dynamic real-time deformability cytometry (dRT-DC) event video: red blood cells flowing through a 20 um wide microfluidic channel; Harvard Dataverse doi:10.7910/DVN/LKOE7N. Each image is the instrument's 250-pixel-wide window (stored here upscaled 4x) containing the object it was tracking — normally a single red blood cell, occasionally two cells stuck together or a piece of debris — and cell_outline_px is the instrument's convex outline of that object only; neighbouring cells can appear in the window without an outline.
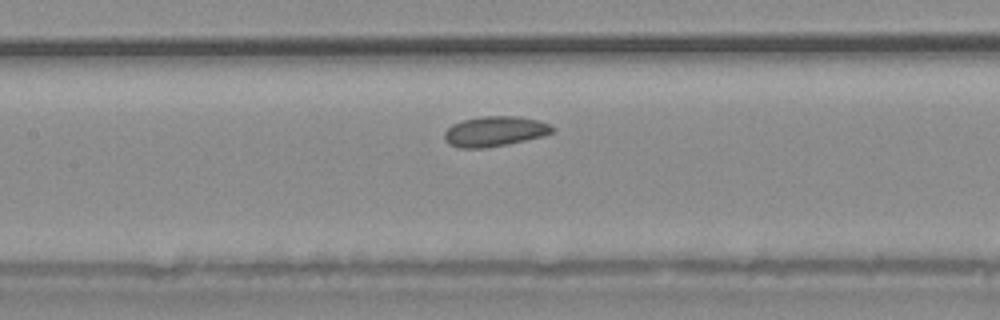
{"species": "common noctule bat (a hibernating species)", "species_latin": "Nyctalus noctula", "temperature_condition": "warm", "stored_images_in_passage": 28, "camera_frame_rate_fps": 3000, "um_per_image_px": 0.085, "animal": {"sex": "male", "body_mass_g": 20.4}, "frame": {"image": 1, "passage_image": 9, "time_ms": 2.667, "image_size_px": [1000, 320], "cell_outline_px": [[556, 128], [552, 132], [540, 136], [524, 140], [484, 148], [460, 148], [448, 144], [444, 140], [444, 132], [452, 124], [460, 120], [480, 116], [520, 116], [536, 120], [548, 124]], "centroid_in_image_um": [41.98, 11.15], "position_along_channel_um": 165.4, "area_um2": 18.84}}
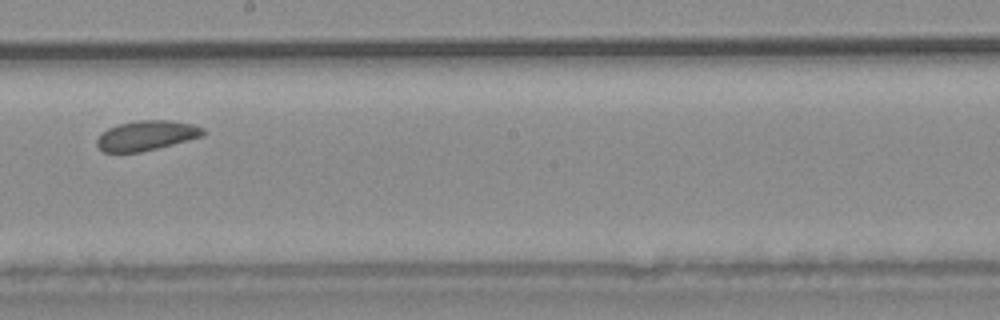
{"frame": {"image": 2, "passage_image": 13, "time_ms": 4.0, "image_size_px": [1000, 320], "cell_outline_px": [[204, 136], [140, 152], [104, 152], [96, 144], [96, 140], [108, 128], [120, 124], [140, 120], [168, 120], [192, 124], [204, 128]], "centroid_in_image_um": [12.46, 11.52], "position_along_channel_um": 235.7, "area_um2": 18.15}}